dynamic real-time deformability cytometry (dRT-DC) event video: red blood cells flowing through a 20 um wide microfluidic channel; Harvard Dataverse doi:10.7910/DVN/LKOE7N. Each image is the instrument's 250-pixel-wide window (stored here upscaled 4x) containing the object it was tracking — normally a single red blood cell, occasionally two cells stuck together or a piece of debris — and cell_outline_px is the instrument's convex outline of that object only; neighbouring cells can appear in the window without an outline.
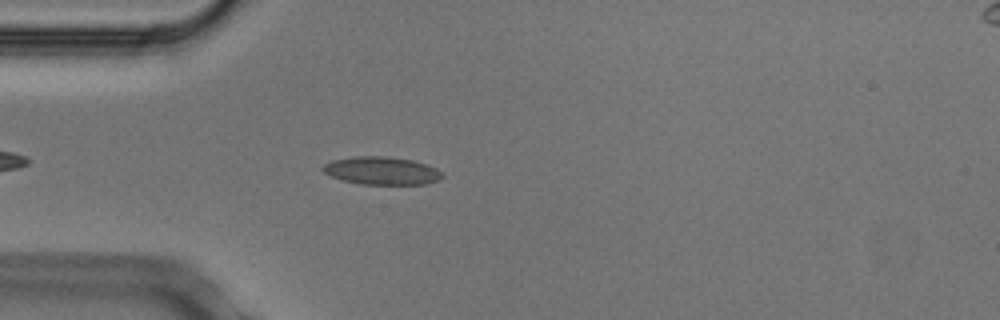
{"species": "Egyptian fruit bat (a non-hibernating species)", "species_latin": "Rousettus aegyptiacus", "temperature_condition": "cold", "stored_images_in_passage": 4, "camera_frame_rate_fps": 3000, "um_per_image_px": 0.085, "animal": {"sex": "male"}, "frame": {"image": 1, "passage_image": 4, "time_ms": 1.0, "image_size_px": [1000, 320], "cell_outline_px": [[444, 176], [440, 180], [424, 184], [360, 184], [344, 180], [332, 176], [324, 172], [320, 168], [324, 164], [332, 160], [352, 156], [384, 156], [412, 160], [436, 168]], "centroid_in_image_um": [32.42, 14.51], "position_along_channel_um": 52.6, "area_um2": 19.31}}